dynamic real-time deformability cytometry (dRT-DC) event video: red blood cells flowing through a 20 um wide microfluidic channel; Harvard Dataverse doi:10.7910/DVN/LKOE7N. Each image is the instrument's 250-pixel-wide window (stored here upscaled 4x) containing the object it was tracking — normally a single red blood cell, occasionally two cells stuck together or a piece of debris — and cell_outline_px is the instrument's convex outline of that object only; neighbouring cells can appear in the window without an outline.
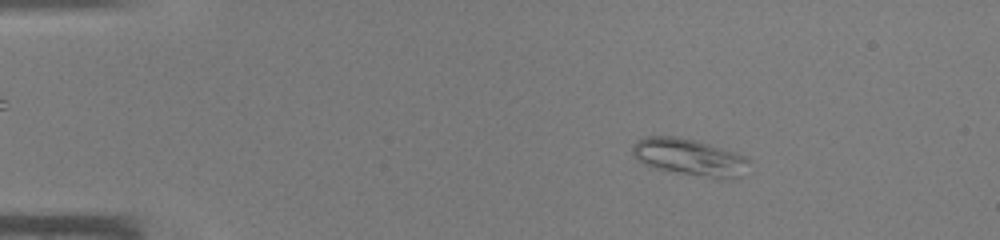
{"species": "common noctule bat (a hibernating species)", "species_latin": "Nyctalus noctula", "temperature_condition": "warm", "stored_images_in_passage": 44, "camera_frame_rate_fps": 3000, "um_per_image_px": 0.085, "animal": {"sex": "male", "body_mass_g": 19.0, "forearm_length_mm": 50.8}, "frame": {"image": 1, "passage_image": 7, "time_ms": 2.0, "image_size_px": [1000, 240], "cell_outline_px": [[752, 160], [736, 176], [712, 176], [680, 172], [652, 168], [644, 164], [632, 152], [632, 148], [636, 140], [644, 136], [676, 136], [696, 140], [736, 152]], "centroid_in_image_um": [58.51, 13.29], "position_along_channel_um": 26.5, "area_um2": 24.1}}
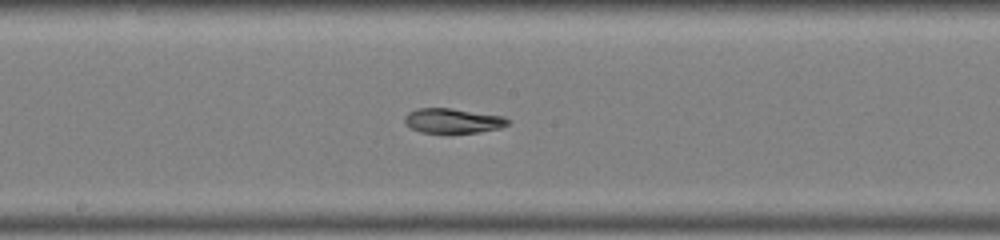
{"frame": {"image": 2, "passage_image": 24, "time_ms": 7.667, "image_size_px": [1000, 240], "cell_outline_px": [[508, 124], [500, 128], [480, 132], [448, 136], [420, 132], [404, 124], [404, 116], [408, 112], [416, 108], [448, 108], [504, 116], [508, 120]], "centroid_in_image_um": [38.43, 10.31], "position_along_channel_um": 209.8, "area_um2": 15.61}}
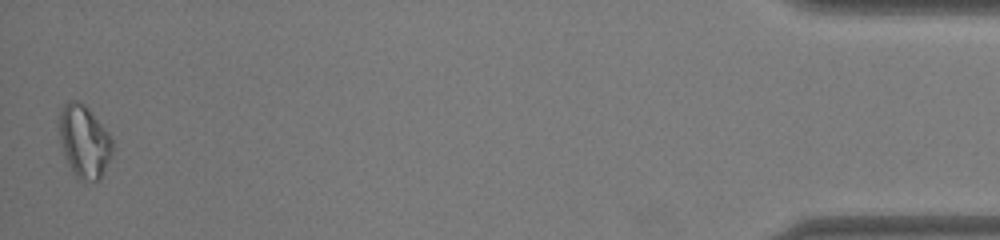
{"frame": {"image": 3, "passage_image": 44, "time_ms": 14.333, "image_size_px": [1000, 240], "cell_outline_px": [[112, 152], [100, 180], [80, 180], [76, 176], [68, 164], [64, 156], [56, 124], [60, 112], [64, 104], [68, 100], [76, 100], [84, 104], [88, 108], [112, 136]], "centroid_in_image_um": [7.12, 11.98], "position_along_channel_um": 428.1, "area_um2": 22.72}}